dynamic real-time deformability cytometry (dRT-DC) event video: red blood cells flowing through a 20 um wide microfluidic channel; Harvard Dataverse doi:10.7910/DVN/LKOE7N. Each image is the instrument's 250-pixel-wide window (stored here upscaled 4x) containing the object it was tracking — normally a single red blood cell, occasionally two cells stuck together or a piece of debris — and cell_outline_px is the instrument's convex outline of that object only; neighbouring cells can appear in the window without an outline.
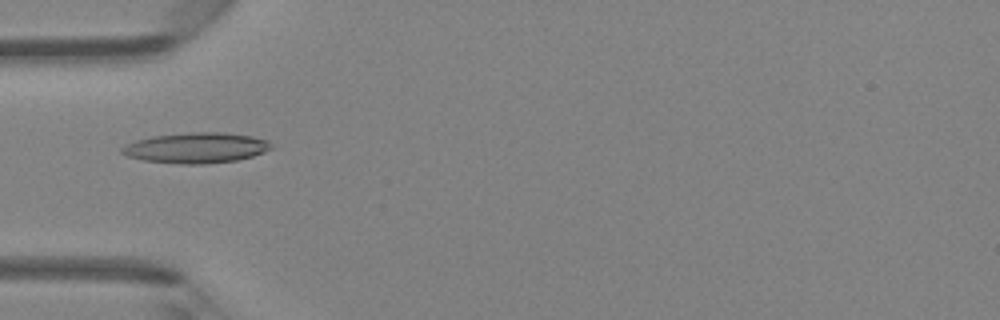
{"species": "Egyptian fruit bat (a non-hibernating species)", "species_latin": "Rousettus aegyptiacus", "temperature_condition": "room temperature", "stored_images_in_passage": 47, "camera_frame_rate_fps": 3000, "um_per_image_px": 0.085, "animal": {"sex": "female"}, "frame": {"image": 1, "passage_image": 15, "time_ms": 4.667, "image_size_px": [1000, 320], "cell_outline_px": [[272, 148], [264, 152], [252, 156], [236, 160], [204, 164], [180, 164], [144, 160], [128, 156], [120, 152], [120, 148], [136, 140], [152, 136], [192, 132], [224, 132], [252, 136], [268, 140], [272, 144]], "centroid_in_image_um": [16.69, 12.56], "position_along_channel_um": 68.3, "area_um2": 26.47}}
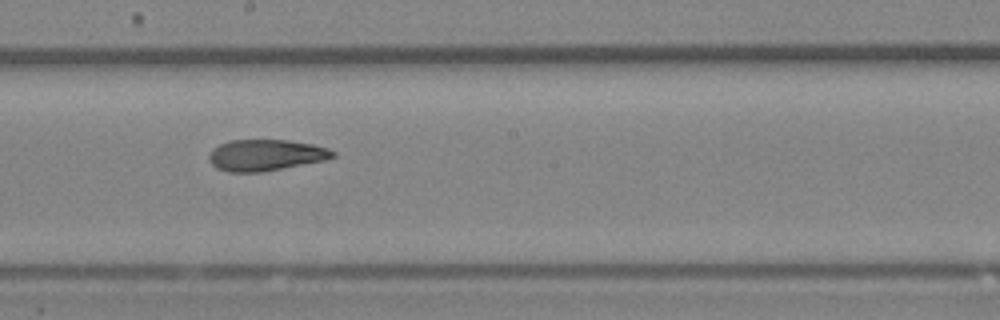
{"frame": {"image": 2, "passage_image": 26, "time_ms": 8.333, "image_size_px": [1000, 320], "cell_outline_px": [[336, 156], [324, 160], [260, 172], [228, 172], [216, 168], [208, 160], [208, 156], [212, 148], [228, 140], [288, 140], [312, 144], [328, 148], [336, 152]], "centroid_in_image_um": [22.55, 13.18], "position_along_channel_um": 225.7, "area_um2": 22.54}}
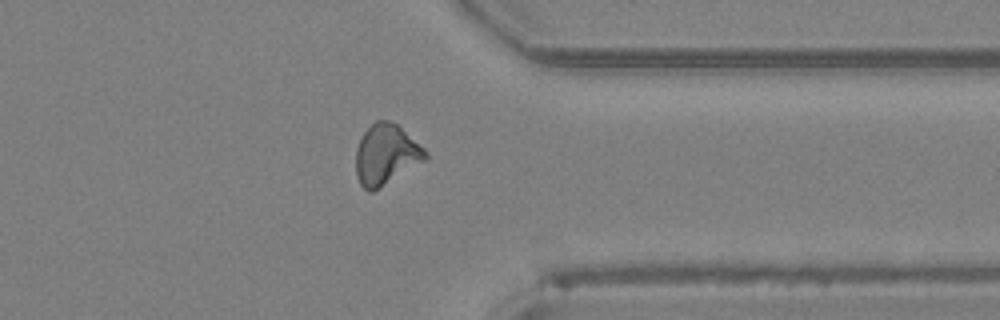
{"frame": {"image": 3, "passage_image": 37, "time_ms": 12.0, "image_size_px": [1000, 320], "cell_outline_px": [[428, 160], [372, 192], [368, 192], [360, 184], [356, 176], [356, 148], [364, 132], [376, 120], [388, 120], [396, 124], [424, 148], [428, 152]], "centroid_in_image_um": [32.82, 13.16], "position_along_channel_um": 378.6, "area_um2": 24.51}, "authors_computed_cell_mechanics": {"area_um2": 23.6402, "velocity_mm_per_s": 4.315, "shape_relaxation_time_tau1_ms": null, "shape_relaxation_time_tau2_ms": 2.6198, "deformation_change_tau1": null, "deformation_change_tau2": 0.1074}}